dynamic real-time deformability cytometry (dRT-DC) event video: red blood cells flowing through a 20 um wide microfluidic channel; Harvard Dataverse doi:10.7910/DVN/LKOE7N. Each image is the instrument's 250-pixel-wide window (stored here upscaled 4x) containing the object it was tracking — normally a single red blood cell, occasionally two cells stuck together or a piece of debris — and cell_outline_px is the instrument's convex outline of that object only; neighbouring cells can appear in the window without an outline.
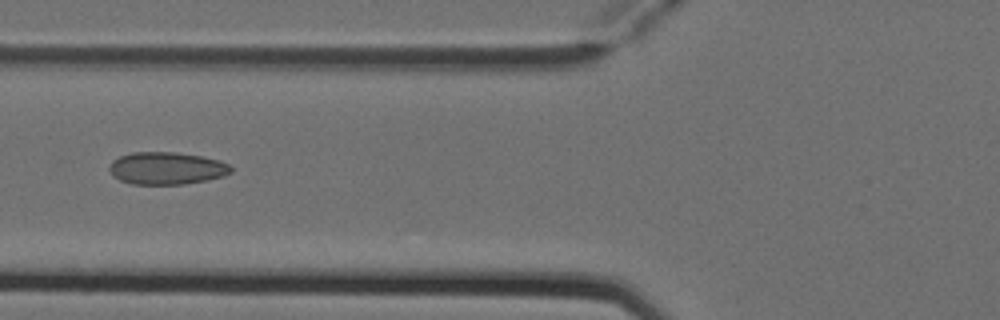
{"species": "Egyptian fruit bat (a non-hibernating species)", "species_latin": "Rousettus aegyptiacus", "temperature_condition": "cold", "stored_images_in_passage": 4, "camera_frame_rate_fps": 3000, "um_per_image_px": 0.085, "animal": {"sex": "female"}, "frame": {"image": 1, "passage_image": 4, "time_ms": 1.0, "image_size_px": [1000, 320], "cell_outline_px": [[232, 172], [224, 176], [184, 184], [132, 184], [120, 180], [112, 176], [108, 168], [112, 160], [120, 156], [132, 152], [176, 152], [200, 156], [216, 160], [228, 164], [232, 168]], "centroid_in_image_um": [14.12, 14.3], "position_along_channel_um": 111.7, "area_um2": 22.89}}